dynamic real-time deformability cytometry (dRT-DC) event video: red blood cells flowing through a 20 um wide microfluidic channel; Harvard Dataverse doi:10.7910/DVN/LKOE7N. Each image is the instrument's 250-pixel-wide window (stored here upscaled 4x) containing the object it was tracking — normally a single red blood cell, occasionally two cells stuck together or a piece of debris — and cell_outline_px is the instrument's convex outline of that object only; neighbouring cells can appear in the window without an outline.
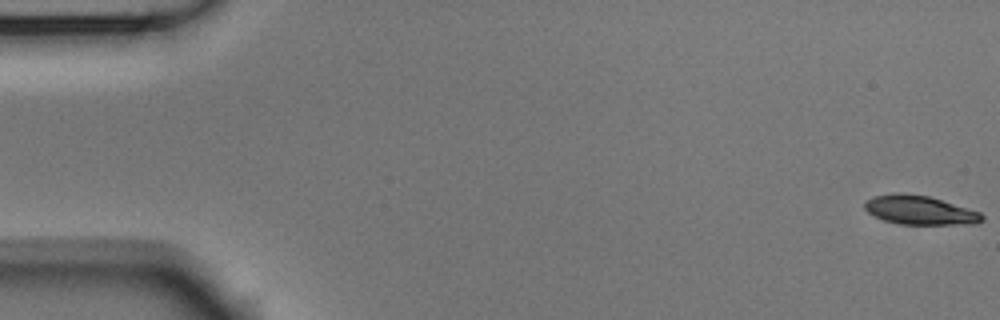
{"species": "Egyptian fruit bat (a non-hibernating species)", "species_latin": "Rousettus aegyptiacus", "temperature_condition": "room temperature", "stored_images_in_passage": 16, "camera_frame_rate_fps": 3000, "um_per_image_px": 0.085, "animal": {"sex": "male"}, "frame": {"image": 1, "passage_image": 1, "time_ms": 0.0, "image_size_px": [1000, 320], "cell_outline_px": [[984, 220], [976, 224], [900, 224], [884, 220], [868, 212], [864, 208], [864, 200], [872, 196], [892, 192], [904, 192], [928, 196], [980, 212], [984, 216]], "centroid_in_image_um": [78.14, 17.84], "position_along_channel_um": 6.9, "area_um2": 19.94}}
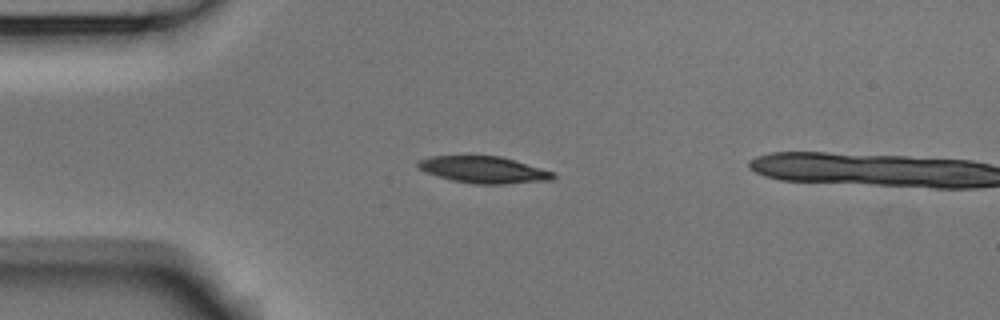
{"frame": {"image": 2, "passage_image": 14, "time_ms": 4.333, "image_size_px": [1000, 320], "cell_outline_px": [[556, 176], [552, 180], [504, 184], [476, 184], [452, 180], [428, 172], [420, 168], [416, 164], [416, 160], [432, 156], [500, 156], [540, 168], [552, 172]], "centroid_in_image_um": [41.11, 14.43], "position_along_channel_um": 43.9, "area_um2": 20.69}}